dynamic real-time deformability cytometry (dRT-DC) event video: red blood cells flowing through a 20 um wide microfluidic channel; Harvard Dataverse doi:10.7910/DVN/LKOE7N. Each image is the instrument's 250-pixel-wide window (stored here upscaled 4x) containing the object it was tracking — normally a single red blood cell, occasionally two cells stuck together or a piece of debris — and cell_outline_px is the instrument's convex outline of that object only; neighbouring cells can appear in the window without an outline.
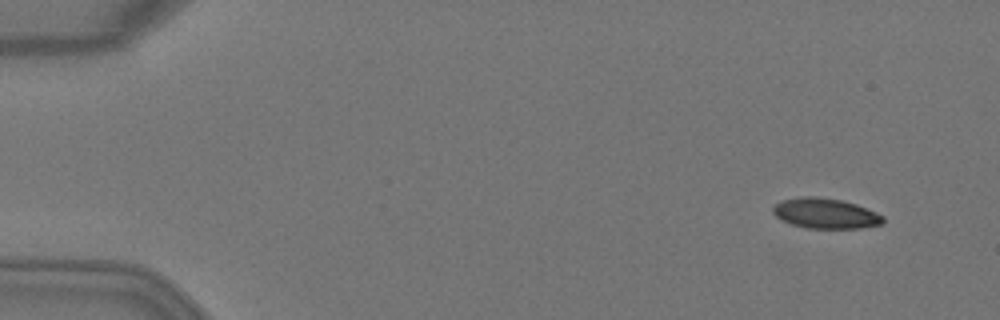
{"species": "Egyptian fruit bat (a non-hibernating species)", "species_latin": "Rousettus aegyptiacus", "temperature_condition": "warm", "stored_images_in_passage": 4, "camera_frame_rate_fps": 3000, "um_per_image_px": 0.085, "animal": {"sex": "female"}, "frame": {"image": 1, "passage_image": 1, "time_ms": 0.0, "image_size_px": [1000, 320], "cell_outline_px": [[884, 220], [880, 224], [860, 228], [808, 228], [792, 224], [780, 220], [772, 212], [772, 208], [780, 200], [800, 196], [816, 196], [840, 200], [856, 204], [876, 212], [884, 216]], "centroid_in_image_um": [70.12, 18.13], "position_along_channel_um": 14.9, "area_um2": 19.42}}
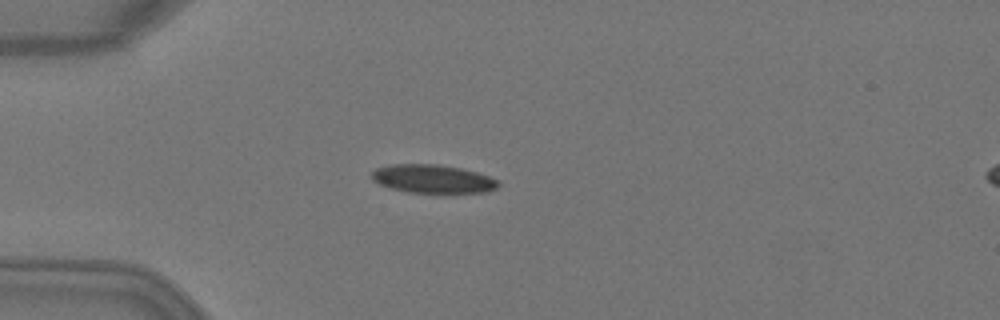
{"frame": {"image": 2, "passage_image": 3, "time_ms": 0.667, "image_size_px": [1000, 320], "cell_outline_px": [[500, 184], [496, 188], [488, 192], [448, 196], [408, 192], [392, 188], [380, 184], [372, 180], [372, 172], [376, 168], [392, 164], [436, 164], [460, 168], [476, 172], [488, 176], [496, 180]], "centroid_in_image_um": [36.84, 15.26], "position_along_channel_um": 48.2, "area_um2": 21.79}}